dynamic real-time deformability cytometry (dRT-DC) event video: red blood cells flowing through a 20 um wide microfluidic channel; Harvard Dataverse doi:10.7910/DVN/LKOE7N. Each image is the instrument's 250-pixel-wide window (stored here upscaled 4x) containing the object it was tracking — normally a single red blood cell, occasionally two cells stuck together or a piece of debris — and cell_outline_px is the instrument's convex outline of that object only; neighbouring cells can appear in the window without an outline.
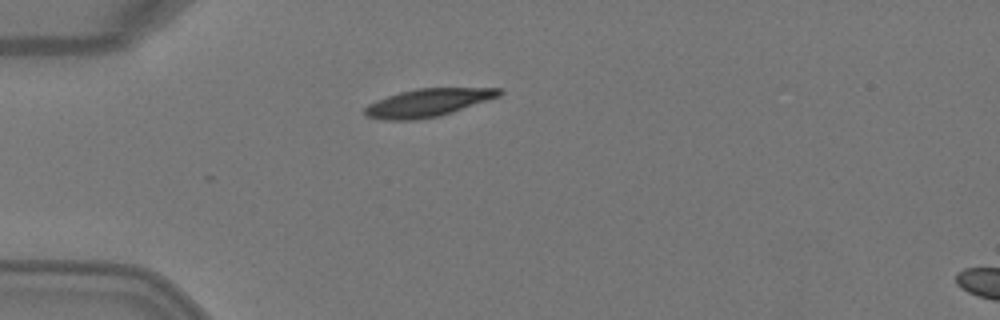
{"species": "Egyptian fruit bat (a non-hibernating species)", "species_latin": "Rousettus aegyptiacus", "temperature_condition": "warm", "stored_images_in_passage": 2, "camera_frame_rate_fps": 3000, "um_per_image_px": 0.085, "animal": {"sex": "female"}, "frame": {"image": 1, "passage_image": 1, "time_ms": 0.0, "image_size_px": [1000, 320], "cell_outline_px": [[504, 92], [500, 96], [452, 112], [436, 116], [416, 120], [384, 120], [364, 116], [364, 108], [368, 104], [376, 100], [400, 92], [416, 88], [500, 88]], "centroid_in_image_um": [36.35, 8.73], "position_along_channel_um": 48.7, "area_um2": 21.79}}